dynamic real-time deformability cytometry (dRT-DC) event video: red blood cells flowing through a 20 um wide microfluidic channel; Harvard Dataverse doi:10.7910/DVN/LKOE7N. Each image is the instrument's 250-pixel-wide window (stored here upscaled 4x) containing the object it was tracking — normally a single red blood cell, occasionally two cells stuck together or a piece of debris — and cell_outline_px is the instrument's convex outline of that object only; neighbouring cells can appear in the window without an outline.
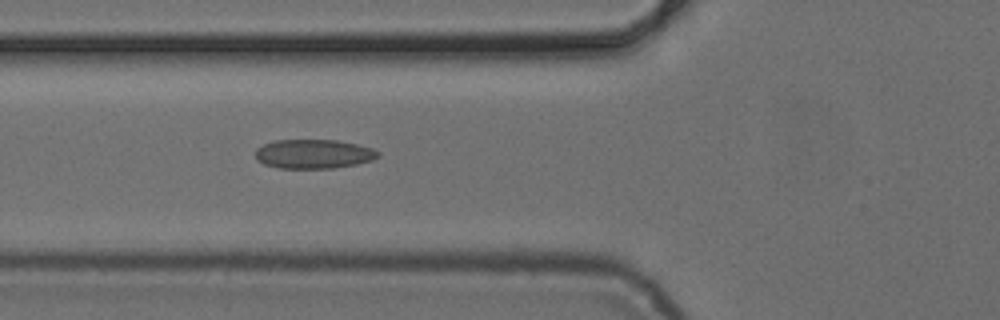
{"species": "common noctule bat (a hibernating species)", "species_latin": "Nyctalus noctula", "temperature_condition": "cold", "stored_images_in_passage": 6, "camera_frame_rate_fps": 3000, "um_per_image_px": 0.085, "animal": {"sex": "female", "body_mass_g": 24.6, "forearm_length_mm": 56.2}, "frame": {"image": 1, "passage_image": 6, "time_ms": 6.0, "image_size_px": [1000, 320], "cell_outline_px": [[380, 156], [372, 160], [356, 164], [332, 168], [276, 168], [264, 164], [256, 160], [256, 148], [264, 144], [276, 140], [336, 140], [356, 144], [372, 148], [380, 152]], "centroid_in_image_um": [26.65, 13.09], "position_along_channel_um": 99.2, "area_um2": 20.87}}